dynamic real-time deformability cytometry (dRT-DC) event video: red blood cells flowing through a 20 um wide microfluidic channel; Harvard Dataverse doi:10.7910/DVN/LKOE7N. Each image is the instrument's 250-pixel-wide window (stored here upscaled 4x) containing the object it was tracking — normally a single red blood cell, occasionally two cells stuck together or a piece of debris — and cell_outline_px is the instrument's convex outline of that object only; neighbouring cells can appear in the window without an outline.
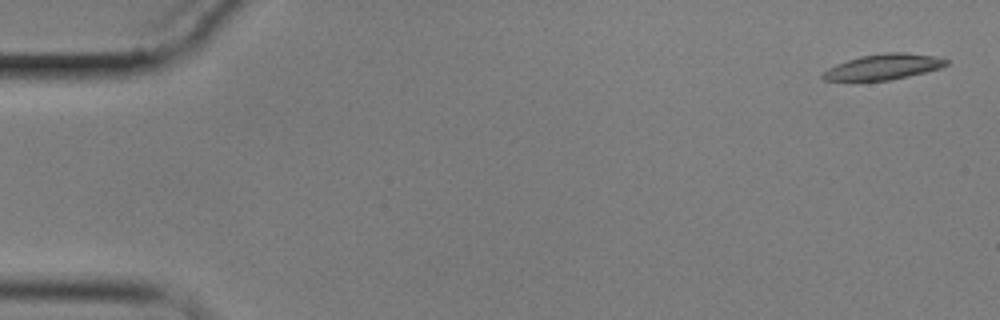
{"species": "common noctule bat (a hibernating species)", "species_latin": "Nyctalus noctula", "temperature_condition": "cold", "stored_images_in_passage": 5, "camera_frame_rate_fps": 3000, "um_per_image_px": 0.085, "animal": {"sex": "male", "body_mass_g": 17.9}, "frame": {"image": 1, "passage_image": 1, "time_ms": 0.0, "image_size_px": [1000, 320], "cell_outline_px": [[948, 64], [940, 68], [908, 76], [888, 80], [824, 80], [820, 76], [828, 68], [836, 64], [860, 56], [884, 52], [904, 52], [932, 56], [948, 60]], "centroid_in_image_um": [75.07, 5.67], "position_along_channel_um": 9.9, "area_um2": 18.09}}
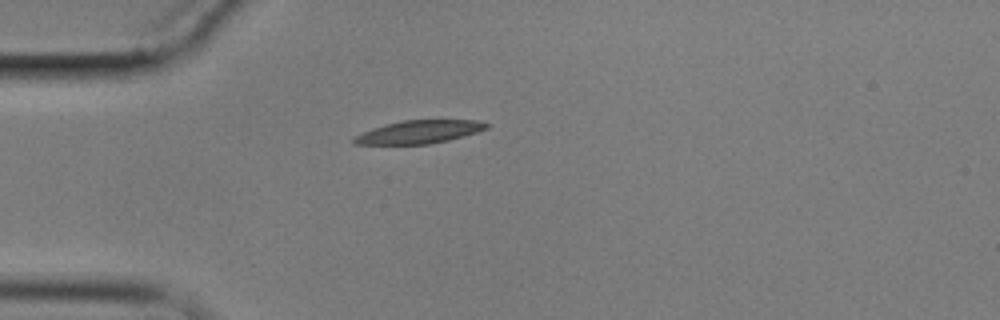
{"frame": {"image": 2, "passage_image": 5, "time_ms": 4.667, "image_size_px": [1000, 320], "cell_outline_px": [[488, 128], [476, 132], [448, 140], [428, 144], [352, 144], [352, 140], [356, 136], [372, 128], [404, 120], [476, 120], [488, 124]], "centroid_in_image_um": [35.62, 11.21], "position_along_channel_um": 49.4, "area_um2": 17.46}}